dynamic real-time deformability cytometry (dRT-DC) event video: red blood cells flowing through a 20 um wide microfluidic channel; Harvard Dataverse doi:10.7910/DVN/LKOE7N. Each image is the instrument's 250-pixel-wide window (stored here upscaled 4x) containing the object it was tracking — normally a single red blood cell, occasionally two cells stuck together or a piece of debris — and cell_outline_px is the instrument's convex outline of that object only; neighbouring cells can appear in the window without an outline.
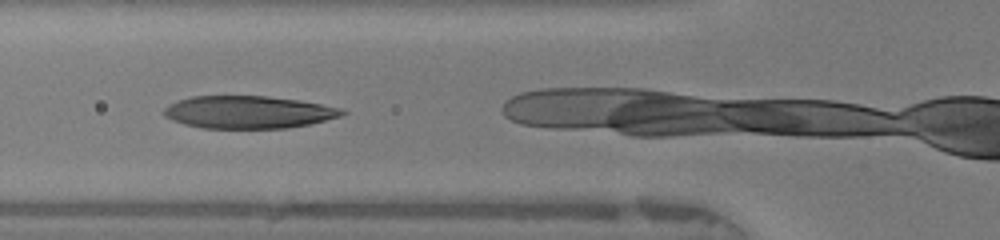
{"species": "human", "species_latin": "Homo sapiens", "temperature_condition": "warm", "stored_images_in_passage": 35, "camera_frame_rate_fps": 3000, "um_per_image_px": 0.085, "donor": {"sex": "female"}, "frame": {"image": 1, "passage_image": 3, "time_ms": 0.667, "image_size_px": [1000, 240], "cell_outline_px": [[348, 112], [340, 116], [308, 124], [288, 128], [204, 128], [184, 124], [172, 120], [164, 116], [164, 108], [168, 104], [176, 100], [192, 96], [268, 96], [300, 100], [344, 108]], "centroid_in_image_um": [21.11, 9.52], "position_along_channel_um": 104.7, "area_um2": 33.93}}
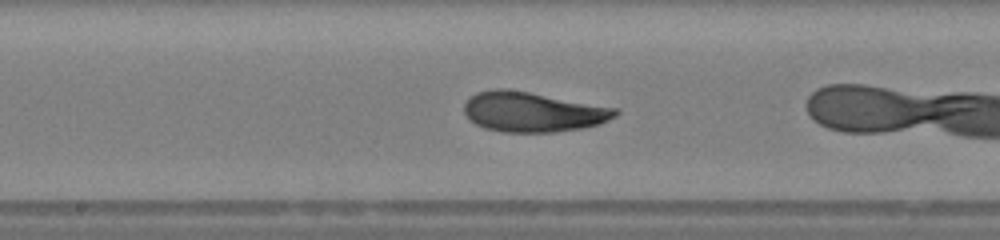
{"frame": {"image": 2, "passage_image": 10, "time_ms": 3.0, "image_size_px": [1000, 240], "cell_outline_px": [[620, 112], [616, 116], [600, 124], [584, 128], [556, 132], [504, 132], [484, 128], [468, 120], [464, 112], [464, 104], [468, 96], [476, 92], [496, 88], [504, 88], [528, 92], [620, 108]], "centroid_in_image_um": [45.28, 9.51], "position_along_channel_um": 202.9, "area_um2": 35.6}}
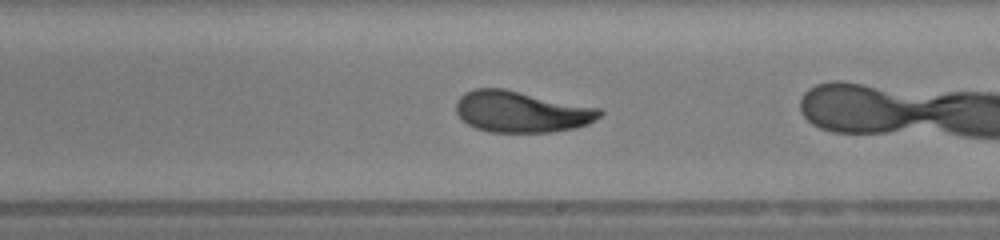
{"frame": {"image": 3, "passage_image": 13, "time_ms": 4.0, "image_size_px": [1000, 240], "cell_outline_px": [[604, 112], [600, 116], [588, 124], [572, 128], [552, 132], [492, 132], [476, 128], [468, 124], [456, 112], [456, 100], [464, 92], [472, 88], [504, 88], [600, 108]], "centroid_in_image_um": [44.3, 9.48], "position_along_channel_um": 244.7, "area_um2": 34.56}}